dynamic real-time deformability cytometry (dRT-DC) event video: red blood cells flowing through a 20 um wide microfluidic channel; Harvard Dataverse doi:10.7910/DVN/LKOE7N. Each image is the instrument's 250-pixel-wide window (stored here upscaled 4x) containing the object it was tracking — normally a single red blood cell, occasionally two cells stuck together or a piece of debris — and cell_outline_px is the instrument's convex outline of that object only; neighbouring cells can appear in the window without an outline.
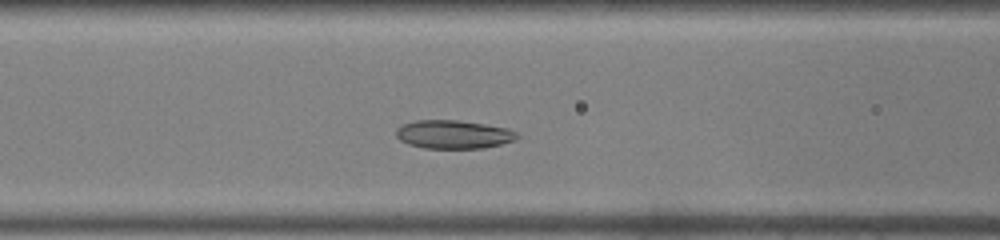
{"species": "common noctule bat (a hibernating species)", "species_latin": "Nyctalus noctula", "temperature_condition": "warm", "stored_images_in_passage": 36, "camera_frame_rate_fps": 3000, "um_per_image_px": 0.085, "animal": {"sex": "male", "body_mass_g": 19.0, "forearm_length_mm": 50.8}, "frame": {"image": 1, "passage_image": 10, "time_ms": 3.0, "image_size_px": [1000, 240], "cell_outline_px": [[520, 136], [516, 140], [484, 148], [424, 148], [408, 144], [400, 140], [396, 136], [396, 128], [400, 124], [416, 120], [456, 120], [484, 124], [508, 128], [520, 132]], "centroid_in_image_um": [38.56, 11.42], "position_along_channel_um": 128.0, "area_um2": 20.29}}
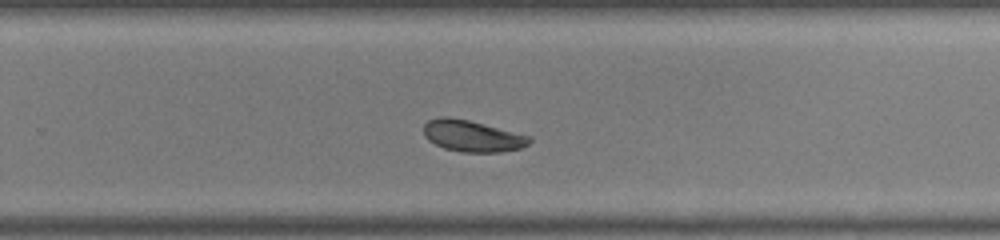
{"frame": {"image": 2, "passage_image": 21, "time_ms": 6.667, "image_size_px": [1000, 240], "cell_outline_px": [[532, 140], [528, 144], [520, 148], [500, 152], [460, 152], [444, 148], [428, 140], [424, 136], [424, 124], [428, 120], [440, 116], [448, 116], [468, 120], [532, 136]], "centroid_in_image_um": [40.13, 11.55], "position_along_channel_um": 289.7, "area_um2": 19.42}}
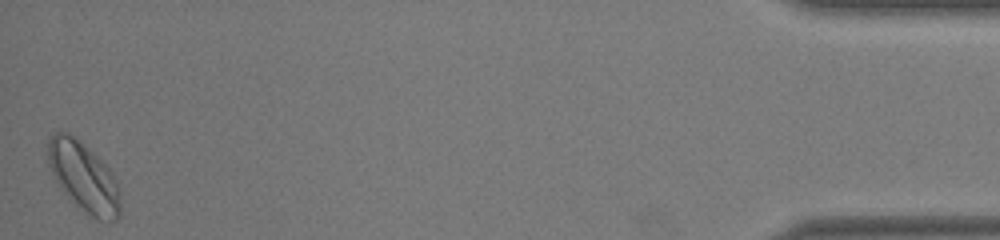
{"frame": {"image": 3, "passage_image": 36, "time_ms": 11.667, "image_size_px": [1000, 240], "cell_outline_px": [[120, 216], [116, 220], [108, 224], [96, 220], [72, 204], [60, 188], [48, 164], [48, 136], [56, 132], [68, 132], [84, 144], [112, 172], [116, 180], [120, 196]], "centroid_in_image_um": [7.12, 15.11], "position_along_channel_um": 428.1, "area_um2": 29.77}}